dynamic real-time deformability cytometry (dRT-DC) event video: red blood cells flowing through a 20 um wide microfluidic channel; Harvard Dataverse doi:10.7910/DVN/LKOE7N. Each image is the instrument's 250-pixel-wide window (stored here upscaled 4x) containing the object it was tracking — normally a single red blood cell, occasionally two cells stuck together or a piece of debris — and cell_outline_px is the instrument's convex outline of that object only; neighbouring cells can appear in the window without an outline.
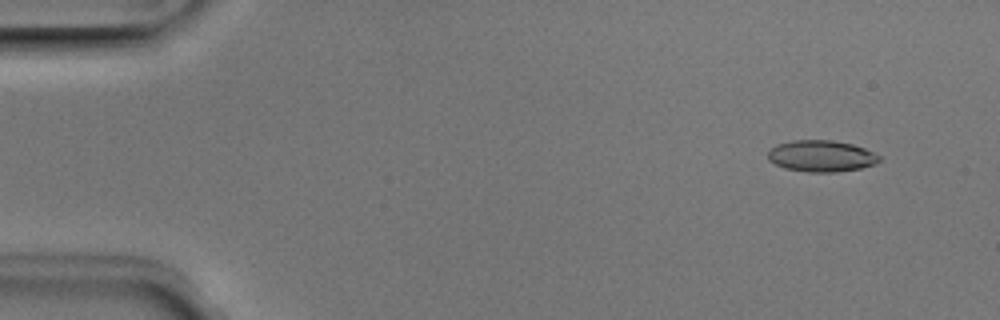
{"species": "Egyptian fruit bat (a non-hibernating species)", "species_latin": "Rousettus aegyptiacus", "temperature_condition": "room temperature", "stored_images_in_passage": 3, "camera_frame_rate_fps": 3000, "um_per_image_px": 0.085, "animal": {"sex": "male"}, "frame": {"image": 1, "passage_image": 1, "time_ms": 0.0, "image_size_px": [1000, 320], "cell_outline_px": [[880, 160], [876, 164], [860, 168], [836, 172], [808, 172], [784, 168], [768, 160], [768, 152], [776, 144], [792, 140], [832, 140], [852, 144], [864, 148], [880, 156]], "centroid_in_image_um": [69.8, 13.26], "position_along_channel_um": 15.2, "area_um2": 20.4}}